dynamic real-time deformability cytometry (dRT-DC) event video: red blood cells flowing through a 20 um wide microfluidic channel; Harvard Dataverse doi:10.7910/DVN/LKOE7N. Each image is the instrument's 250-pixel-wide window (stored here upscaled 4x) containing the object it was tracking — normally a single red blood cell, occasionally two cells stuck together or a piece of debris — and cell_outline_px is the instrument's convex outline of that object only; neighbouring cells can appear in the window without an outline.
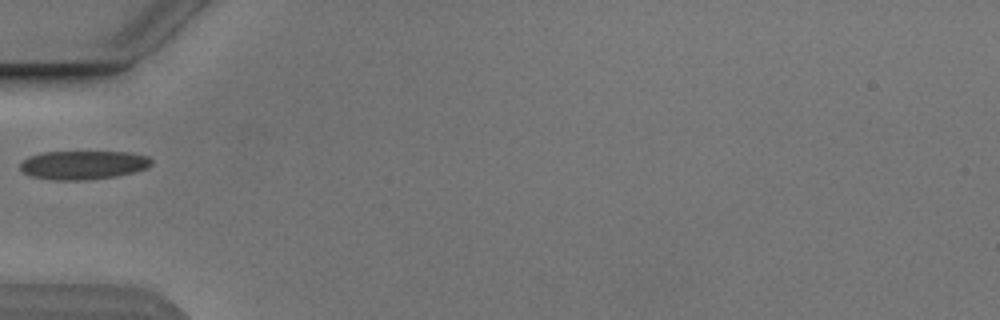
{"species": "Egyptian fruit bat (a non-hibernating species)", "species_latin": "Rousettus aegyptiacus", "temperature_condition": "cold", "stored_images_in_passage": 2, "camera_frame_rate_fps": 3000, "um_per_image_px": 0.085, "animal": {"sex": "male"}, "frame": {"image": 1, "passage_image": 1, "time_ms": 0.0, "image_size_px": [1000, 320], "cell_outline_px": [[152, 164], [148, 168], [116, 176], [84, 180], [52, 180], [32, 176], [24, 172], [20, 168], [20, 164], [28, 156], [44, 152], [132, 152], [148, 156], [152, 160]], "centroid_in_image_um": [7.1, 14.02], "position_along_channel_um": 77.9, "area_um2": 21.96}}
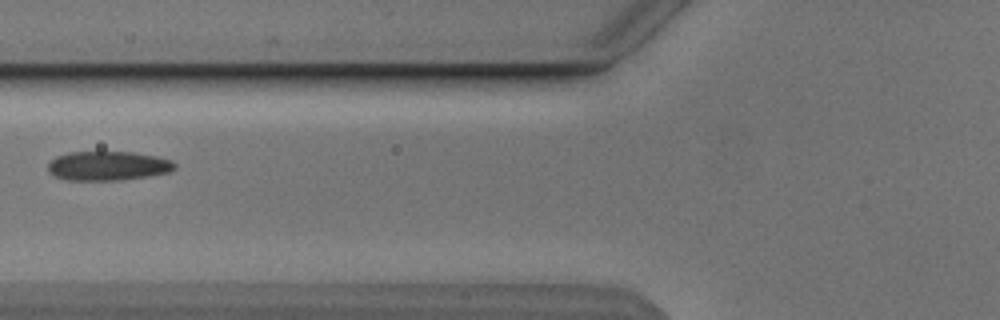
{"frame": {"image": 2, "passage_image": 2, "time_ms": 1.0, "image_size_px": [1000, 320], "cell_outline_px": [[176, 168], [168, 172], [148, 176], [120, 180], [68, 180], [56, 176], [48, 172], [48, 164], [56, 156], [68, 152], [132, 152], [156, 156], [172, 160], [176, 164]], "centroid_in_image_um": [9.18, 14.09], "position_along_channel_um": 116.6, "area_um2": 21.56}}